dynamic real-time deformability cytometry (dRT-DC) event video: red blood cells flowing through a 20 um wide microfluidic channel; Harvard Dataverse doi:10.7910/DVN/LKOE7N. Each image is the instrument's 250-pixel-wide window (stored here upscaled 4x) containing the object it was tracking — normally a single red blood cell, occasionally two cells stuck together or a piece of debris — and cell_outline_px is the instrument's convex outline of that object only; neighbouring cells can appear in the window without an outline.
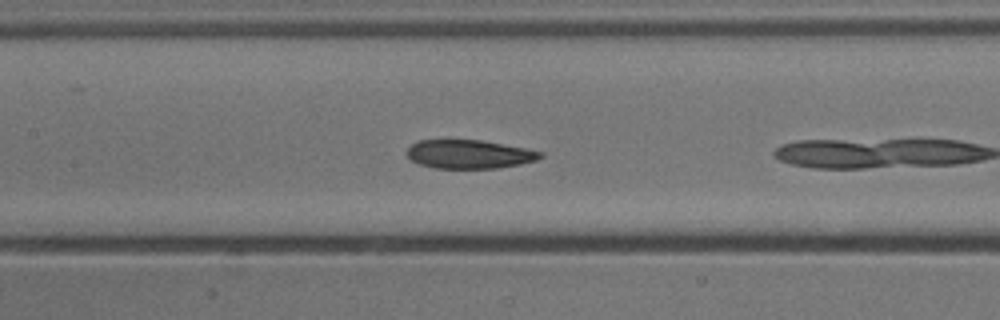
{"species": "common noctule bat (a hibernating species)", "species_latin": "Nyctalus noctula", "temperature_condition": "cold", "stored_images_in_passage": 8, "camera_frame_rate_fps": 3000, "um_per_image_px": 0.085, "animal": {"sex": "male", "body_mass_g": 13.3}, "frame": {"image": 1, "passage_image": 7, "time_ms": 2.0, "image_size_px": [1000, 320], "cell_outline_px": [[544, 156], [536, 160], [520, 164], [496, 168], [432, 168], [420, 164], [412, 160], [404, 152], [416, 140], [484, 140], [544, 152]], "centroid_in_image_um": [39.87, 13.1], "position_along_channel_um": 167.5, "area_um2": 22.37}}